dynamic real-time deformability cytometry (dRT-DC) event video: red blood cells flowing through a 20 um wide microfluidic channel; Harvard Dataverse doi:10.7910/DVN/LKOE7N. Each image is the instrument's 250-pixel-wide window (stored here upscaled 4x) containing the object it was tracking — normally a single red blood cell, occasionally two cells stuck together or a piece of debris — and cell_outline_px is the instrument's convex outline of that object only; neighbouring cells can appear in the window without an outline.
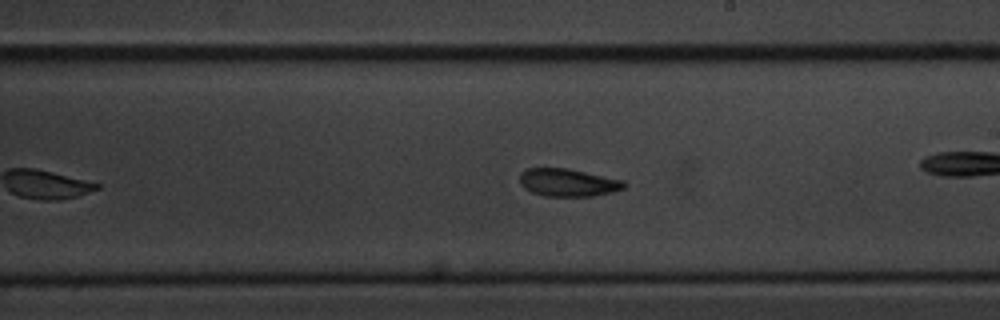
{"species": "common noctule bat (a hibernating species)", "species_latin": "Nyctalus noctula", "temperature_condition": "cold", "stored_images_in_passage": 28, "camera_frame_rate_fps": 3000, "um_per_image_px": 0.085, "animal": {"sex": "male", "body_mass_g": 20.1, "forearm_length_mm": 53.5}, "frame": {"image": 1, "passage_image": 20, "time_ms": 6.333, "image_size_px": [1000, 320], "cell_outline_px": [[628, 184], [624, 188], [612, 192], [592, 196], [544, 196], [532, 192], [524, 188], [520, 184], [520, 172], [528, 168], [568, 168], [624, 180]], "centroid_in_image_um": [48.29, 15.51], "position_along_channel_um": 240.7, "area_um2": 16.99}}